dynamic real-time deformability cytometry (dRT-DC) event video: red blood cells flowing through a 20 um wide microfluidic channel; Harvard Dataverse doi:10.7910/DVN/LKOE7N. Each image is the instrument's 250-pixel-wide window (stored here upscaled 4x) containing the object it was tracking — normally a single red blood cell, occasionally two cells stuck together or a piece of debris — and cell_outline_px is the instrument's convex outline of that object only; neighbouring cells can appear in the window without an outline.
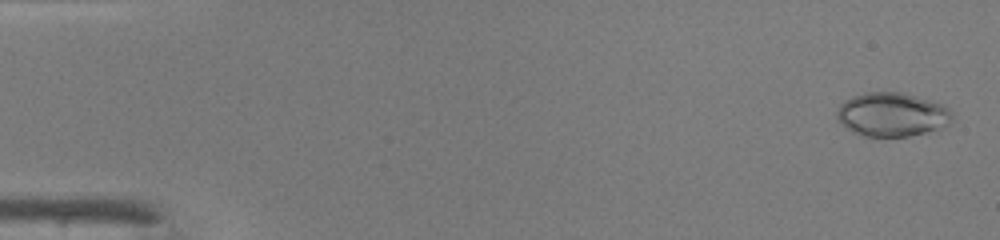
{"species": "common noctule bat (a hibernating species)", "species_latin": "Nyctalus noctula", "temperature_condition": "warm", "stored_images_in_passage": 37, "camera_frame_rate_fps": 3000, "um_per_image_px": 0.085, "animal": {"sex": "male", "body_mass_g": 19.0, "forearm_length_mm": 50.8}, "frame": {"image": 1, "passage_image": 2, "time_ms": 0.333, "image_size_px": [1000, 240], "cell_outline_px": [[952, 120], [948, 124], [924, 132], [908, 136], [864, 136], [852, 132], [836, 120], [836, 112], [840, 104], [844, 100], [852, 96], [868, 92], [900, 92], [928, 100], [940, 104], [948, 108], [952, 116]], "centroid_in_image_um": [75.74, 9.73], "position_along_channel_um": 9.3, "area_um2": 29.13}}
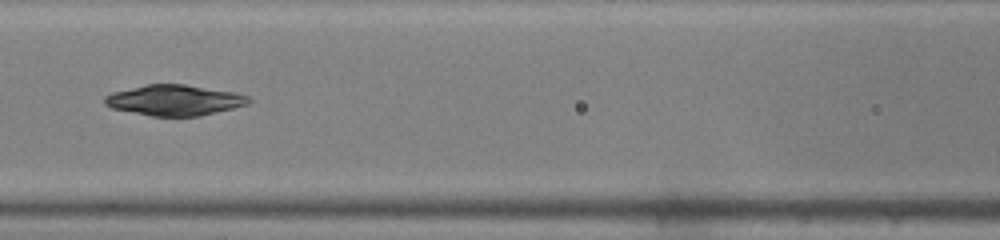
{"frame": {"image": 2, "passage_image": 22, "time_ms": 7.0, "image_size_px": [1000, 240], "cell_outline_px": [[252, 100], [248, 104], [200, 116], [152, 116], [112, 108], [104, 104], [104, 96], [112, 92], [148, 84], [184, 84], [236, 92], [248, 96]], "centroid_in_image_um": [14.83, 8.51], "position_along_channel_um": 151.8, "area_um2": 25.61}}
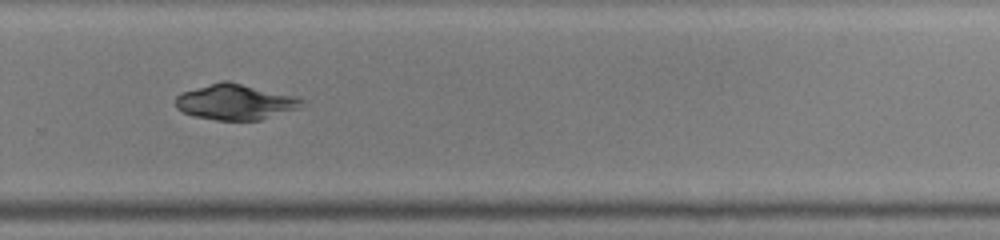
{"frame": {"image": 3, "passage_image": 33, "time_ms": 10.667, "image_size_px": [1000, 240], "cell_outline_px": [[304, 100], [300, 108], [260, 120], [216, 120], [192, 116], [176, 108], [176, 96], [180, 92], [224, 80], [228, 80], [292, 96]], "centroid_in_image_um": [19.96, 8.67], "position_along_channel_um": 309.8, "area_um2": 25.95}}